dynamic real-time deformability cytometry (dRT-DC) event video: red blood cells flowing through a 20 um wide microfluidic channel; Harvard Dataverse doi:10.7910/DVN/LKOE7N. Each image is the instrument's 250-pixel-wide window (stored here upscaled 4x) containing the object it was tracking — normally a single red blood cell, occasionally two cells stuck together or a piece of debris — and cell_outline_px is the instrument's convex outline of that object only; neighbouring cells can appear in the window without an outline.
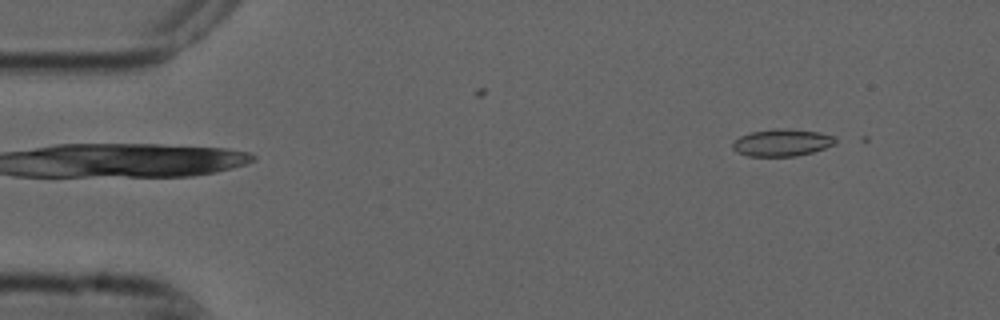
{"species": "common noctule bat (a hibernating species)", "species_latin": "Nyctalus noctula", "temperature_condition": "cold", "stored_images_in_passage": 4, "camera_frame_rate_fps": 3000, "um_per_image_px": 0.085, "animal": {"sex": "male", "forearm_length_mm": 52.5}, "frame": {"image": 1, "passage_image": 1, "time_ms": 0.0, "image_size_px": [1000, 320], "cell_outline_px": [[836, 144], [812, 152], [796, 156], [748, 156], [736, 152], [732, 148], [732, 144], [740, 136], [752, 132], [776, 128], [780, 128], [816, 132], [836, 136]], "centroid_in_image_um": [66.47, 12.13], "position_along_channel_um": 18.5, "area_um2": 16.13}}
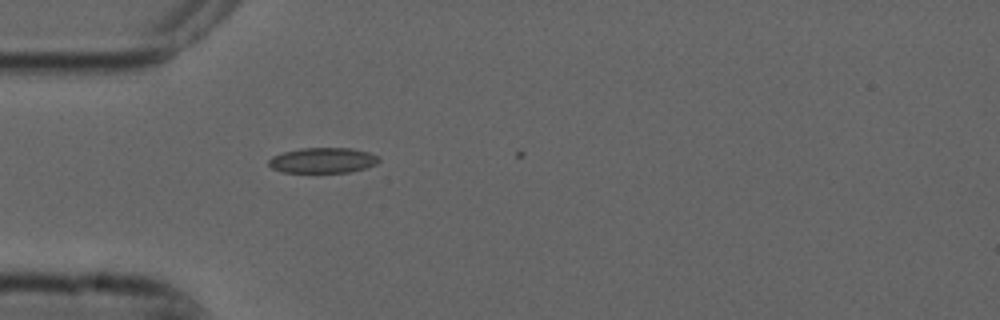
{"frame": {"image": 2, "passage_image": 4, "time_ms": 1.0, "image_size_px": [1000, 320], "cell_outline_px": [[380, 160], [376, 164], [364, 168], [348, 172], [280, 172], [272, 168], [268, 164], [268, 160], [272, 156], [284, 152], [300, 148], [352, 148], [368, 152], [376, 156]], "centroid_in_image_um": [27.4, 13.63], "position_along_channel_um": 57.6, "area_um2": 16.18}}